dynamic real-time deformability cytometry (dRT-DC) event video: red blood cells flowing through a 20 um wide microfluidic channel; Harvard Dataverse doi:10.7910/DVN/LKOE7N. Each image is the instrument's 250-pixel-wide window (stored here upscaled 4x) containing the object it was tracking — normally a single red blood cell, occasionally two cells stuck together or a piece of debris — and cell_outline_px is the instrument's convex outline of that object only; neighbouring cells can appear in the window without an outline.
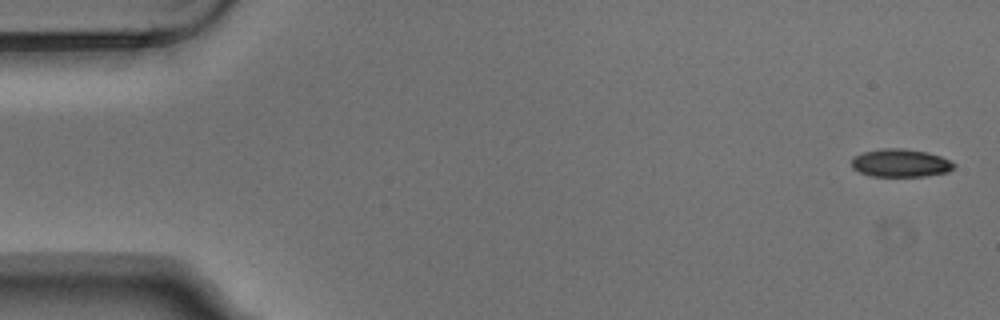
{"species": "Egyptian fruit bat (a non-hibernating species)", "species_latin": "Rousettus aegyptiacus", "temperature_condition": "warm", "stored_images_in_passage": 6, "camera_frame_rate_fps": 3000, "um_per_image_px": 0.085, "animal": {"sex": "male"}, "frame": {"image": 1, "passage_image": 1, "time_ms": 0.0, "image_size_px": [1000, 320], "cell_outline_px": [[956, 164], [948, 172], [924, 176], [872, 176], [860, 172], [852, 168], [852, 156], [864, 152], [884, 148], [904, 148], [928, 152], [940, 156]], "centroid_in_image_um": [76.53, 13.85], "position_along_channel_um": 8.5, "area_um2": 16.65}}